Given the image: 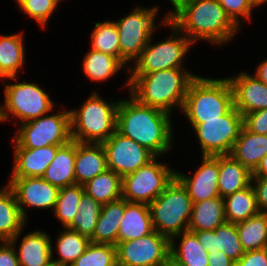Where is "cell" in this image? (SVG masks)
I'll return each mask as SVG.
<instances>
[{
  "mask_svg": "<svg viewBox=\"0 0 267 266\" xmlns=\"http://www.w3.org/2000/svg\"><path fill=\"white\" fill-rule=\"evenodd\" d=\"M107 169L106 153L101 143H81L76 141L74 165L76 184L83 186Z\"/></svg>",
  "mask_w": 267,
  "mask_h": 266,
  "instance_id": "obj_20",
  "label": "cell"
},
{
  "mask_svg": "<svg viewBox=\"0 0 267 266\" xmlns=\"http://www.w3.org/2000/svg\"><path fill=\"white\" fill-rule=\"evenodd\" d=\"M208 266H235V262L222 251L209 253Z\"/></svg>",
  "mask_w": 267,
  "mask_h": 266,
  "instance_id": "obj_46",
  "label": "cell"
},
{
  "mask_svg": "<svg viewBox=\"0 0 267 266\" xmlns=\"http://www.w3.org/2000/svg\"><path fill=\"white\" fill-rule=\"evenodd\" d=\"M252 172L231 155H219L218 190L224 198L251 184Z\"/></svg>",
  "mask_w": 267,
  "mask_h": 266,
  "instance_id": "obj_26",
  "label": "cell"
},
{
  "mask_svg": "<svg viewBox=\"0 0 267 266\" xmlns=\"http://www.w3.org/2000/svg\"><path fill=\"white\" fill-rule=\"evenodd\" d=\"M19 232L10 241H1L0 244V266H20L16 254V242L20 236Z\"/></svg>",
  "mask_w": 267,
  "mask_h": 266,
  "instance_id": "obj_43",
  "label": "cell"
},
{
  "mask_svg": "<svg viewBox=\"0 0 267 266\" xmlns=\"http://www.w3.org/2000/svg\"><path fill=\"white\" fill-rule=\"evenodd\" d=\"M267 154V134H255L244 126L230 155L253 172Z\"/></svg>",
  "mask_w": 267,
  "mask_h": 266,
  "instance_id": "obj_24",
  "label": "cell"
},
{
  "mask_svg": "<svg viewBox=\"0 0 267 266\" xmlns=\"http://www.w3.org/2000/svg\"><path fill=\"white\" fill-rule=\"evenodd\" d=\"M23 33L0 36V72L13 81L25 63Z\"/></svg>",
  "mask_w": 267,
  "mask_h": 266,
  "instance_id": "obj_29",
  "label": "cell"
},
{
  "mask_svg": "<svg viewBox=\"0 0 267 266\" xmlns=\"http://www.w3.org/2000/svg\"><path fill=\"white\" fill-rule=\"evenodd\" d=\"M209 253L222 251L235 263L243 256L236 224L225 222L212 231H190Z\"/></svg>",
  "mask_w": 267,
  "mask_h": 266,
  "instance_id": "obj_19",
  "label": "cell"
},
{
  "mask_svg": "<svg viewBox=\"0 0 267 266\" xmlns=\"http://www.w3.org/2000/svg\"><path fill=\"white\" fill-rule=\"evenodd\" d=\"M249 2L255 9V7H260V5L262 6L264 3L267 2V0H249Z\"/></svg>",
  "mask_w": 267,
  "mask_h": 266,
  "instance_id": "obj_50",
  "label": "cell"
},
{
  "mask_svg": "<svg viewBox=\"0 0 267 266\" xmlns=\"http://www.w3.org/2000/svg\"><path fill=\"white\" fill-rule=\"evenodd\" d=\"M13 171L10 178L42 177L49 164L55 158L61 145L41 148H23L14 139Z\"/></svg>",
  "mask_w": 267,
  "mask_h": 266,
  "instance_id": "obj_18",
  "label": "cell"
},
{
  "mask_svg": "<svg viewBox=\"0 0 267 266\" xmlns=\"http://www.w3.org/2000/svg\"><path fill=\"white\" fill-rule=\"evenodd\" d=\"M251 183L259 211L267 212V177H252Z\"/></svg>",
  "mask_w": 267,
  "mask_h": 266,
  "instance_id": "obj_45",
  "label": "cell"
},
{
  "mask_svg": "<svg viewBox=\"0 0 267 266\" xmlns=\"http://www.w3.org/2000/svg\"><path fill=\"white\" fill-rule=\"evenodd\" d=\"M243 126L255 134H267V109L244 114Z\"/></svg>",
  "mask_w": 267,
  "mask_h": 266,
  "instance_id": "obj_42",
  "label": "cell"
},
{
  "mask_svg": "<svg viewBox=\"0 0 267 266\" xmlns=\"http://www.w3.org/2000/svg\"><path fill=\"white\" fill-rule=\"evenodd\" d=\"M236 226L244 251L267 248V212H259Z\"/></svg>",
  "mask_w": 267,
  "mask_h": 266,
  "instance_id": "obj_33",
  "label": "cell"
},
{
  "mask_svg": "<svg viewBox=\"0 0 267 266\" xmlns=\"http://www.w3.org/2000/svg\"><path fill=\"white\" fill-rule=\"evenodd\" d=\"M154 231L147 204L127 202L118 232V242L135 240Z\"/></svg>",
  "mask_w": 267,
  "mask_h": 266,
  "instance_id": "obj_22",
  "label": "cell"
},
{
  "mask_svg": "<svg viewBox=\"0 0 267 266\" xmlns=\"http://www.w3.org/2000/svg\"><path fill=\"white\" fill-rule=\"evenodd\" d=\"M228 80L233 90L234 107L242 115L267 109V84L246 72L228 77Z\"/></svg>",
  "mask_w": 267,
  "mask_h": 266,
  "instance_id": "obj_17",
  "label": "cell"
},
{
  "mask_svg": "<svg viewBox=\"0 0 267 266\" xmlns=\"http://www.w3.org/2000/svg\"><path fill=\"white\" fill-rule=\"evenodd\" d=\"M4 105L0 104V122L16 118L17 122L25 123L51 112L54 102L40 85L36 83L17 82L5 83Z\"/></svg>",
  "mask_w": 267,
  "mask_h": 266,
  "instance_id": "obj_8",
  "label": "cell"
},
{
  "mask_svg": "<svg viewBox=\"0 0 267 266\" xmlns=\"http://www.w3.org/2000/svg\"><path fill=\"white\" fill-rule=\"evenodd\" d=\"M101 144L106 153L107 168L121 177L137 171L156 157L146 147L117 130Z\"/></svg>",
  "mask_w": 267,
  "mask_h": 266,
  "instance_id": "obj_14",
  "label": "cell"
},
{
  "mask_svg": "<svg viewBox=\"0 0 267 266\" xmlns=\"http://www.w3.org/2000/svg\"><path fill=\"white\" fill-rule=\"evenodd\" d=\"M124 210L125 199L123 198L102 205L98 222L90 241L97 244L116 246Z\"/></svg>",
  "mask_w": 267,
  "mask_h": 266,
  "instance_id": "obj_25",
  "label": "cell"
},
{
  "mask_svg": "<svg viewBox=\"0 0 267 266\" xmlns=\"http://www.w3.org/2000/svg\"><path fill=\"white\" fill-rule=\"evenodd\" d=\"M16 251L20 266H50L52 241L49 234L36 230L23 236Z\"/></svg>",
  "mask_w": 267,
  "mask_h": 266,
  "instance_id": "obj_21",
  "label": "cell"
},
{
  "mask_svg": "<svg viewBox=\"0 0 267 266\" xmlns=\"http://www.w3.org/2000/svg\"><path fill=\"white\" fill-rule=\"evenodd\" d=\"M23 148H41L64 145L71 139L70 110L43 115L20 124L15 138Z\"/></svg>",
  "mask_w": 267,
  "mask_h": 266,
  "instance_id": "obj_12",
  "label": "cell"
},
{
  "mask_svg": "<svg viewBox=\"0 0 267 266\" xmlns=\"http://www.w3.org/2000/svg\"><path fill=\"white\" fill-rule=\"evenodd\" d=\"M185 68H170L147 74H130L125 86L140 103L172 113L182 110L187 90L196 77Z\"/></svg>",
  "mask_w": 267,
  "mask_h": 266,
  "instance_id": "obj_3",
  "label": "cell"
},
{
  "mask_svg": "<svg viewBox=\"0 0 267 266\" xmlns=\"http://www.w3.org/2000/svg\"><path fill=\"white\" fill-rule=\"evenodd\" d=\"M173 7L168 20L193 43L198 39L221 46L239 32L218 0H179Z\"/></svg>",
  "mask_w": 267,
  "mask_h": 266,
  "instance_id": "obj_2",
  "label": "cell"
},
{
  "mask_svg": "<svg viewBox=\"0 0 267 266\" xmlns=\"http://www.w3.org/2000/svg\"><path fill=\"white\" fill-rule=\"evenodd\" d=\"M24 0H16L17 4L20 5Z\"/></svg>",
  "mask_w": 267,
  "mask_h": 266,
  "instance_id": "obj_53",
  "label": "cell"
},
{
  "mask_svg": "<svg viewBox=\"0 0 267 266\" xmlns=\"http://www.w3.org/2000/svg\"><path fill=\"white\" fill-rule=\"evenodd\" d=\"M58 237L55 244L59 255L58 259H53L54 254L52 246V263L58 266H71L91 243L89 238L69 228H64L62 233H59Z\"/></svg>",
  "mask_w": 267,
  "mask_h": 266,
  "instance_id": "obj_34",
  "label": "cell"
},
{
  "mask_svg": "<svg viewBox=\"0 0 267 266\" xmlns=\"http://www.w3.org/2000/svg\"><path fill=\"white\" fill-rule=\"evenodd\" d=\"M61 0H24L18 7L45 28Z\"/></svg>",
  "mask_w": 267,
  "mask_h": 266,
  "instance_id": "obj_40",
  "label": "cell"
},
{
  "mask_svg": "<svg viewBox=\"0 0 267 266\" xmlns=\"http://www.w3.org/2000/svg\"><path fill=\"white\" fill-rule=\"evenodd\" d=\"M171 3H172V5L174 6L179 0H169Z\"/></svg>",
  "mask_w": 267,
  "mask_h": 266,
  "instance_id": "obj_52",
  "label": "cell"
},
{
  "mask_svg": "<svg viewBox=\"0 0 267 266\" xmlns=\"http://www.w3.org/2000/svg\"><path fill=\"white\" fill-rule=\"evenodd\" d=\"M258 80L267 84V59L259 63L256 67L255 75Z\"/></svg>",
  "mask_w": 267,
  "mask_h": 266,
  "instance_id": "obj_47",
  "label": "cell"
},
{
  "mask_svg": "<svg viewBox=\"0 0 267 266\" xmlns=\"http://www.w3.org/2000/svg\"><path fill=\"white\" fill-rule=\"evenodd\" d=\"M171 114L140 103L130 94L117 108V131L146 147L156 157L171 151L173 128Z\"/></svg>",
  "mask_w": 267,
  "mask_h": 266,
  "instance_id": "obj_1",
  "label": "cell"
},
{
  "mask_svg": "<svg viewBox=\"0 0 267 266\" xmlns=\"http://www.w3.org/2000/svg\"><path fill=\"white\" fill-rule=\"evenodd\" d=\"M25 222L13 190L4 186L0 190V241L13 239L23 231Z\"/></svg>",
  "mask_w": 267,
  "mask_h": 266,
  "instance_id": "obj_28",
  "label": "cell"
},
{
  "mask_svg": "<svg viewBox=\"0 0 267 266\" xmlns=\"http://www.w3.org/2000/svg\"><path fill=\"white\" fill-rule=\"evenodd\" d=\"M115 102L103 100L95 91L79 106L70 110L71 139L81 143H102L117 130Z\"/></svg>",
  "mask_w": 267,
  "mask_h": 266,
  "instance_id": "obj_5",
  "label": "cell"
},
{
  "mask_svg": "<svg viewBox=\"0 0 267 266\" xmlns=\"http://www.w3.org/2000/svg\"><path fill=\"white\" fill-rule=\"evenodd\" d=\"M84 192L101 205L122 198V177L107 169L83 185Z\"/></svg>",
  "mask_w": 267,
  "mask_h": 266,
  "instance_id": "obj_32",
  "label": "cell"
},
{
  "mask_svg": "<svg viewBox=\"0 0 267 266\" xmlns=\"http://www.w3.org/2000/svg\"><path fill=\"white\" fill-rule=\"evenodd\" d=\"M155 157L147 165L122 177V198L149 205L175 177V170ZM173 170V171H172Z\"/></svg>",
  "mask_w": 267,
  "mask_h": 266,
  "instance_id": "obj_11",
  "label": "cell"
},
{
  "mask_svg": "<svg viewBox=\"0 0 267 266\" xmlns=\"http://www.w3.org/2000/svg\"><path fill=\"white\" fill-rule=\"evenodd\" d=\"M191 125L198 138L202 156L230 155L243 128V115L233 106L219 119Z\"/></svg>",
  "mask_w": 267,
  "mask_h": 266,
  "instance_id": "obj_10",
  "label": "cell"
},
{
  "mask_svg": "<svg viewBox=\"0 0 267 266\" xmlns=\"http://www.w3.org/2000/svg\"><path fill=\"white\" fill-rule=\"evenodd\" d=\"M0 79L2 80L3 83H5L4 81L8 78H6L1 72H0ZM5 79V80H4Z\"/></svg>",
  "mask_w": 267,
  "mask_h": 266,
  "instance_id": "obj_51",
  "label": "cell"
},
{
  "mask_svg": "<svg viewBox=\"0 0 267 266\" xmlns=\"http://www.w3.org/2000/svg\"><path fill=\"white\" fill-rule=\"evenodd\" d=\"M252 177H267V154L262 158L257 168L252 172Z\"/></svg>",
  "mask_w": 267,
  "mask_h": 266,
  "instance_id": "obj_48",
  "label": "cell"
},
{
  "mask_svg": "<svg viewBox=\"0 0 267 266\" xmlns=\"http://www.w3.org/2000/svg\"><path fill=\"white\" fill-rule=\"evenodd\" d=\"M95 24L91 33V49L117 57L120 60V47L118 28L115 22H93Z\"/></svg>",
  "mask_w": 267,
  "mask_h": 266,
  "instance_id": "obj_38",
  "label": "cell"
},
{
  "mask_svg": "<svg viewBox=\"0 0 267 266\" xmlns=\"http://www.w3.org/2000/svg\"><path fill=\"white\" fill-rule=\"evenodd\" d=\"M7 185L13 190L17 204L26 220V206L54 209L60 190L42 177L10 178Z\"/></svg>",
  "mask_w": 267,
  "mask_h": 266,
  "instance_id": "obj_15",
  "label": "cell"
},
{
  "mask_svg": "<svg viewBox=\"0 0 267 266\" xmlns=\"http://www.w3.org/2000/svg\"><path fill=\"white\" fill-rule=\"evenodd\" d=\"M225 222L224 199L210 198L193 203L188 231H212Z\"/></svg>",
  "mask_w": 267,
  "mask_h": 266,
  "instance_id": "obj_27",
  "label": "cell"
},
{
  "mask_svg": "<svg viewBox=\"0 0 267 266\" xmlns=\"http://www.w3.org/2000/svg\"><path fill=\"white\" fill-rule=\"evenodd\" d=\"M159 7L143 8L138 6L125 17L115 21L118 28V39L120 47V61L126 65L128 62L136 61L140 56L150 38H153L155 29L164 24L168 19L165 14L161 24L155 25V19Z\"/></svg>",
  "mask_w": 267,
  "mask_h": 266,
  "instance_id": "obj_7",
  "label": "cell"
},
{
  "mask_svg": "<svg viewBox=\"0 0 267 266\" xmlns=\"http://www.w3.org/2000/svg\"><path fill=\"white\" fill-rule=\"evenodd\" d=\"M84 193V187L79 184L60 188L53 214L62 223L63 228H67L73 222Z\"/></svg>",
  "mask_w": 267,
  "mask_h": 266,
  "instance_id": "obj_36",
  "label": "cell"
},
{
  "mask_svg": "<svg viewBox=\"0 0 267 266\" xmlns=\"http://www.w3.org/2000/svg\"><path fill=\"white\" fill-rule=\"evenodd\" d=\"M223 199L226 222L237 224L260 212L252 183L243 190L234 192Z\"/></svg>",
  "mask_w": 267,
  "mask_h": 266,
  "instance_id": "obj_31",
  "label": "cell"
},
{
  "mask_svg": "<svg viewBox=\"0 0 267 266\" xmlns=\"http://www.w3.org/2000/svg\"><path fill=\"white\" fill-rule=\"evenodd\" d=\"M76 141L61 145L55 158L47 167L42 178L59 188L76 184L75 178Z\"/></svg>",
  "mask_w": 267,
  "mask_h": 266,
  "instance_id": "obj_23",
  "label": "cell"
},
{
  "mask_svg": "<svg viewBox=\"0 0 267 266\" xmlns=\"http://www.w3.org/2000/svg\"><path fill=\"white\" fill-rule=\"evenodd\" d=\"M226 14L240 28L241 19H248L251 22V14L254 9L249 0H218Z\"/></svg>",
  "mask_w": 267,
  "mask_h": 266,
  "instance_id": "obj_41",
  "label": "cell"
},
{
  "mask_svg": "<svg viewBox=\"0 0 267 266\" xmlns=\"http://www.w3.org/2000/svg\"><path fill=\"white\" fill-rule=\"evenodd\" d=\"M192 201L182 183L174 177L148 206L154 230L169 240L188 231Z\"/></svg>",
  "mask_w": 267,
  "mask_h": 266,
  "instance_id": "obj_6",
  "label": "cell"
},
{
  "mask_svg": "<svg viewBox=\"0 0 267 266\" xmlns=\"http://www.w3.org/2000/svg\"><path fill=\"white\" fill-rule=\"evenodd\" d=\"M170 255V240L156 230L116 244L117 266H159Z\"/></svg>",
  "mask_w": 267,
  "mask_h": 266,
  "instance_id": "obj_13",
  "label": "cell"
},
{
  "mask_svg": "<svg viewBox=\"0 0 267 266\" xmlns=\"http://www.w3.org/2000/svg\"><path fill=\"white\" fill-rule=\"evenodd\" d=\"M180 238V243L176 240ZM170 255L185 266H208L209 252L199 244L196 236L186 231L170 240Z\"/></svg>",
  "mask_w": 267,
  "mask_h": 266,
  "instance_id": "obj_30",
  "label": "cell"
},
{
  "mask_svg": "<svg viewBox=\"0 0 267 266\" xmlns=\"http://www.w3.org/2000/svg\"><path fill=\"white\" fill-rule=\"evenodd\" d=\"M234 106L233 90L228 78L196 76L189 84L182 113L190 124L219 119Z\"/></svg>",
  "mask_w": 267,
  "mask_h": 266,
  "instance_id": "obj_4",
  "label": "cell"
},
{
  "mask_svg": "<svg viewBox=\"0 0 267 266\" xmlns=\"http://www.w3.org/2000/svg\"><path fill=\"white\" fill-rule=\"evenodd\" d=\"M163 26L171 27V36L154 45L151 44L150 38L141 56L134 62V68L129 66V73L147 74L170 68H183V58L194 43L168 19Z\"/></svg>",
  "mask_w": 267,
  "mask_h": 266,
  "instance_id": "obj_9",
  "label": "cell"
},
{
  "mask_svg": "<svg viewBox=\"0 0 267 266\" xmlns=\"http://www.w3.org/2000/svg\"><path fill=\"white\" fill-rule=\"evenodd\" d=\"M219 155L202 156V164L188 176L175 171V177L182 183L192 203L219 197L218 190Z\"/></svg>",
  "mask_w": 267,
  "mask_h": 266,
  "instance_id": "obj_16",
  "label": "cell"
},
{
  "mask_svg": "<svg viewBox=\"0 0 267 266\" xmlns=\"http://www.w3.org/2000/svg\"><path fill=\"white\" fill-rule=\"evenodd\" d=\"M71 266H117L116 246L91 242Z\"/></svg>",
  "mask_w": 267,
  "mask_h": 266,
  "instance_id": "obj_39",
  "label": "cell"
},
{
  "mask_svg": "<svg viewBox=\"0 0 267 266\" xmlns=\"http://www.w3.org/2000/svg\"><path fill=\"white\" fill-rule=\"evenodd\" d=\"M102 205L86 193L82 195L79 210L67 227L91 239L98 222Z\"/></svg>",
  "mask_w": 267,
  "mask_h": 266,
  "instance_id": "obj_37",
  "label": "cell"
},
{
  "mask_svg": "<svg viewBox=\"0 0 267 266\" xmlns=\"http://www.w3.org/2000/svg\"><path fill=\"white\" fill-rule=\"evenodd\" d=\"M85 55L83 71L91 81L104 82L125 67L117 57L94 49H90Z\"/></svg>",
  "mask_w": 267,
  "mask_h": 266,
  "instance_id": "obj_35",
  "label": "cell"
},
{
  "mask_svg": "<svg viewBox=\"0 0 267 266\" xmlns=\"http://www.w3.org/2000/svg\"><path fill=\"white\" fill-rule=\"evenodd\" d=\"M235 266H267V248L245 251Z\"/></svg>",
  "mask_w": 267,
  "mask_h": 266,
  "instance_id": "obj_44",
  "label": "cell"
},
{
  "mask_svg": "<svg viewBox=\"0 0 267 266\" xmlns=\"http://www.w3.org/2000/svg\"><path fill=\"white\" fill-rule=\"evenodd\" d=\"M159 266H185L178 262L173 256L169 255Z\"/></svg>",
  "mask_w": 267,
  "mask_h": 266,
  "instance_id": "obj_49",
  "label": "cell"
}]
</instances>
